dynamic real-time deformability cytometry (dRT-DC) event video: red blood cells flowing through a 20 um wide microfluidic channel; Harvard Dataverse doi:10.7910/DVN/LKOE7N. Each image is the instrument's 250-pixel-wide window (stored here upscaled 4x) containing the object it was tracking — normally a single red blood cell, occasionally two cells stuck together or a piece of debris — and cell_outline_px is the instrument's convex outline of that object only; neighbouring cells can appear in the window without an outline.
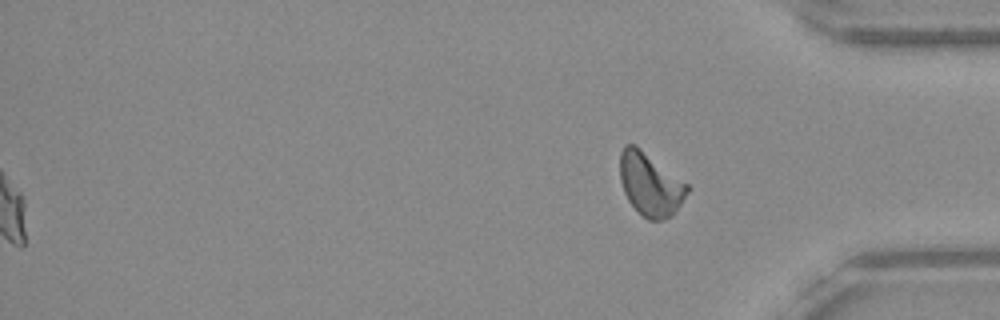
{"species": "Egyptian fruit bat (a non-hibernating species)", "species_latin": "Rousettus aegyptiacus", "temperature_condition": "warm", "stored_images_in_passage": 50, "segment_of_instrument_passage": [2, 2], "camera_frame_rate_fps": 3000, "um_per_image_px": 0.085, "frame": {"image": 1, "passage_image": 50, "time_ms": 16.333, "image_size_px": [1000, 320], "cell_outline_px": [[688, 192], [672, 216], [664, 220], [648, 220], [628, 200], [624, 192], [620, 180], [620, 152], [624, 144], [636, 144], [688, 184]], "centroid_in_image_um": [55.26, 15.64], "position_along_channel_um": 379.9, "area_um2": 24.62}}